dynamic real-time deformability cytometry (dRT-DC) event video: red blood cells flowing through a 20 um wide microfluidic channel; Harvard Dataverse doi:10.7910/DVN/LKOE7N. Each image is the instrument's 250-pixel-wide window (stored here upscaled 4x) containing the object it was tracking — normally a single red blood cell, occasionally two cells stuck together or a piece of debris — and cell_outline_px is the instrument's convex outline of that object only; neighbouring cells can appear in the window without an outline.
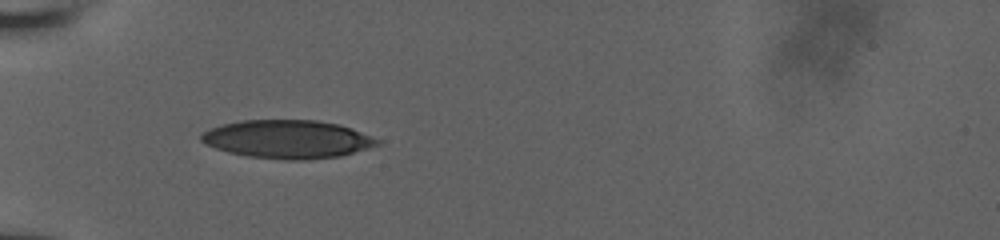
{"species": "human", "species_latin": "Homo sapiens", "temperature_condition": "room temperature", "stored_images_in_passage": 16, "camera_frame_rate_fps": 3000, "um_per_image_px": 0.085, "donor": {"sex": "male"}, "frame": {"image": 1, "passage_image": 6, "time_ms": 3.667, "image_size_px": [1000, 240], "cell_outline_px": [[384, 140], [380, 144], [368, 148], [340, 156], [304, 160], [288, 160], [248, 156], [228, 152], [204, 144], [200, 140], [200, 136], [204, 132], [212, 128], [224, 124], [244, 120], [316, 120], [336, 124], [352, 128]], "centroid_in_image_um": [24.48, 11.83], "position_along_channel_um": 60.5, "area_um2": 39.25}}
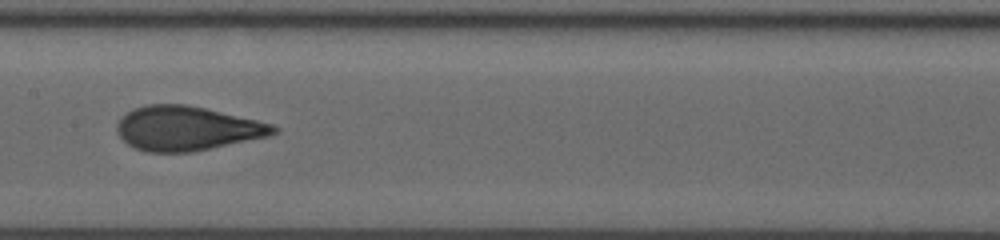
{"frame": {"image": 2, "passage_image": 11, "time_ms": 7.333, "image_size_px": [1000, 240], "cell_outline_px": [[280, 128], [276, 132], [268, 136], [192, 152], [148, 152], [136, 148], [128, 144], [116, 132], [116, 124], [120, 116], [132, 108], [148, 104], [184, 104], [204, 108], [256, 120], [272, 124]], "centroid_in_image_um": [15.83, 10.91], "position_along_channel_um": 191.6, "area_um2": 40.29}}
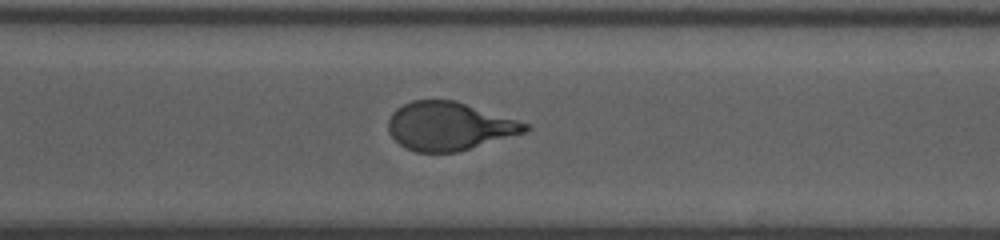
{"frame": {"image": 3, "passage_image": 16, "time_ms": 11.0, "image_size_px": [1000, 240], "cell_outline_px": [[532, 128], [528, 132], [460, 152], [416, 152], [400, 144], [388, 132], [388, 120], [392, 112], [396, 108], [412, 100], [456, 100], [532, 124]], "centroid_in_image_um": [38.25, 10.72], "position_along_channel_um": 332.3, "area_um2": 39.07}}